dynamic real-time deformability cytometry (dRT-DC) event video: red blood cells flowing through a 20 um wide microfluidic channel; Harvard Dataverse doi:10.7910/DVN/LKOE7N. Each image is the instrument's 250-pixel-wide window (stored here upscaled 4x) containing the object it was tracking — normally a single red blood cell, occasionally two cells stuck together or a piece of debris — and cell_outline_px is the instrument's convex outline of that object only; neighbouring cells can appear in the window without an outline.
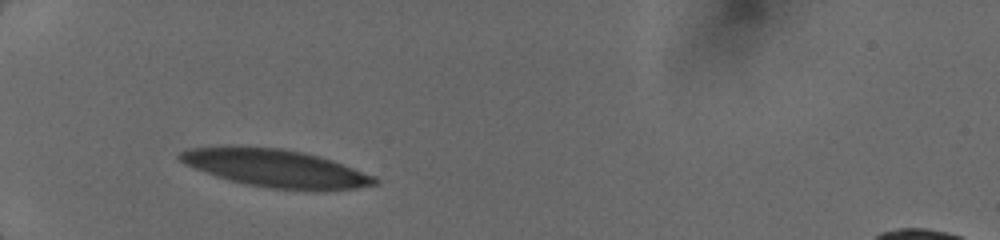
{"species": "human", "species_latin": "Homo sapiens", "temperature_condition": "cold", "stored_images_in_passage": 23, "camera_frame_rate_fps": 3000, "um_per_image_px": 0.085, "donor": {"sex": "female"}, "frame": {"image": 1, "passage_image": 1, "time_ms": 0.0, "image_size_px": [1000, 240], "cell_outline_px": [[380, 184], [356, 188], [268, 188], [244, 184], [228, 180], [216, 176], [184, 164], [176, 156], [180, 152], [188, 148], [228, 144], [236, 144], [284, 148], [304, 152], [320, 156], [344, 164], [376, 176], [380, 180]], "centroid_in_image_um": [23.34, 14.23], "position_along_channel_um": 61.7, "area_um2": 43.12}}
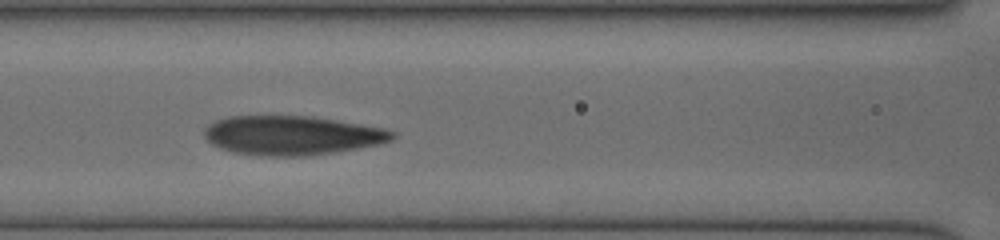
{"frame": {"image": 2, "passage_image": 15, "time_ms": 2.333, "image_size_px": [1000, 240], "cell_outline_px": [[396, 136], [392, 140], [380, 144], [332, 152], [304, 156], [260, 156], [232, 152], [220, 148], [212, 144], [204, 136], [204, 128], [208, 124], [216, 120], [228, 116], [312, 116], [384, 128], [396, 132]], "centroid_in_image_um": [24.79, 11.5], "position_along_channel_um": 141.8, "area_um2": 43.0}}
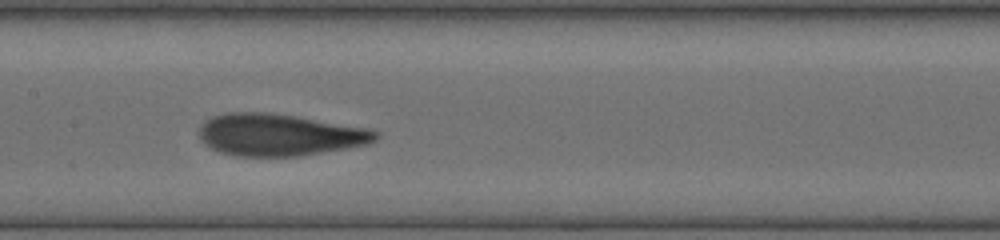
{"frame": {"image": 3, "passage_image": 22, "time_ms": 3.333, "image_size_px": [1000, 240], "cell_outline_px": [[380, 136], [376, 140], [368, 144], [348, 148], [300, 156], [236, 156], [220, 152], [204, 144], [200, 140], [200, 124], [204, 120], [212, 116], [228, 112], [268, 112], [296, 116], [364, 128], [380, 132]], "centroid_in_image_um": [23.72, 11.46], "position_along_channel_um": 183.7, "area_um2": 43.23}}